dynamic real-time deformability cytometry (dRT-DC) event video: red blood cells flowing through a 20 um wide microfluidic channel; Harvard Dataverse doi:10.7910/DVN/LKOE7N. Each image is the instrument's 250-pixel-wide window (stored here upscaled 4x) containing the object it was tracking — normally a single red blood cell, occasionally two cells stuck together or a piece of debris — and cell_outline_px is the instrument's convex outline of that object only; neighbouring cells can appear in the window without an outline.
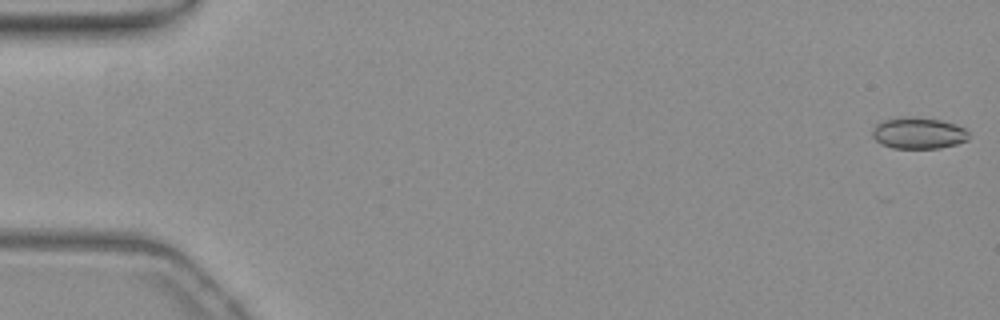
{"species": "common noctule bat (a hibernating species)", "species_latin": "Nyctalus noctula", "temperature_condition": "warm", "stored_images_in_passage": 22, "camera_frame_rate_fps": 3000, "um_per_image_px": 0.085, "animal": {"sex": "female", "body_mass_g": 19.3, "forearm_length_mm": 54.1}, "frame": {"image": 1, "passage_image": 1, "time_ms": 0.0, "image_size_px": [1000, 320], "cell_outline_px": [[968, 140], [956, 144], [940, 148], [892, 148], [880, 144], [872, 136], [872, 128], [876, 124], [884, 120], [940, 120], [964, 128], [968, 132]], "centroid_in_image_um": [78.06, 11.38], "position_along_channel_um": 6.9, "area_um2": 16.76}}
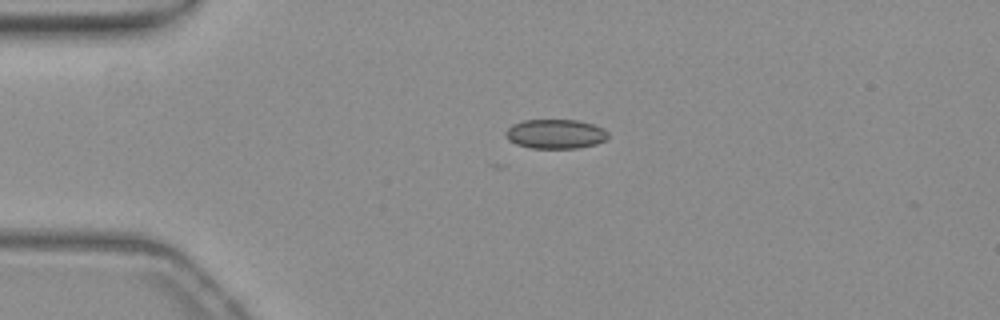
{"frame": {"image": 2, "passage_image": 13, "time_ms": 4.0, "image_size_px": [1000, 320], "cell_outline_px": [[608, 136], [604, 140], [596, 144], [580, 148], [532, 148], [516, 144], [508, 140], [504, 136], [504, 132], [512, 124], [524, 120], [576, 120], [592, 124], [604, 128], [608, 132]], "centroid_in_image_um": [47.19, 11.39], "position_along_channel_um": 37.8, "area_um2": 17.63}}
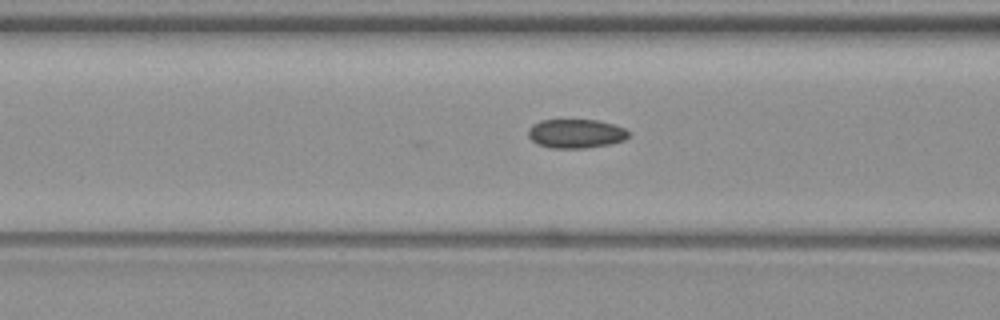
{"frame": {"image": 3, "passage_image": 22, "time_ms": 7.0, "image_size_px": [1000, 320], "cell_outline_px": [[632, 136], [624, 140], [612, 144], [588, 148], [552, 148], [536, 144], [528, 136], [528, 128], [532, 124], [540, 120], [596, 120], [612, 124], [624, 128], [632, 132]], "centroid_in_image_um": [48.98, 11.36], "position_along_channel_um": 117.6, "area_um2": 17.28}}